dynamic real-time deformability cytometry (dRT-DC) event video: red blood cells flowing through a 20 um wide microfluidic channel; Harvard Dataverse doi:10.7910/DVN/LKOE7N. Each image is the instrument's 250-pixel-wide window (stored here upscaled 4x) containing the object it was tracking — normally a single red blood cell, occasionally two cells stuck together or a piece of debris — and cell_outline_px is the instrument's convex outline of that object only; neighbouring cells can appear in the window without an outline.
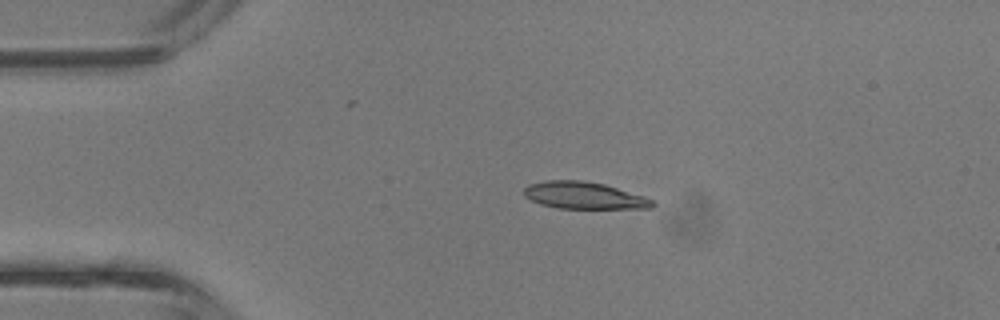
{"species": "common noctule bat (a hibernating species)", "species_latin": "Nyctalus noctula", "temperature_condition": "room temperature", "stored_images_in_passage": 3, "camera_frame_rate_fps": 3000, "um_per_image_px": 0.085, "animal": {"sex": "male", "body_mass_g": 13.3}, "frame": {"image": 1, "passage_image": 3, "time_ms": 0.667, "image_size_px": [1000, 320], "cell_outline_px": [[656, 204], [652, 208], [556, 208], [540, 204], [524, 196], [524, 188], [528, 184], [544, 180], [584, 180], [604, 184], [644, 196], [652, 200]], "centroid_in_image_um": [49.61, 16.6], "position_along_channel_um": 35.4, "area_um2": 20.23}}